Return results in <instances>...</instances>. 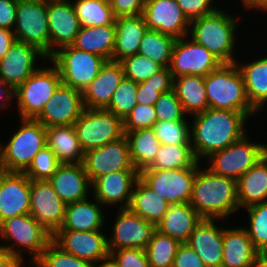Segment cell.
<instances>
[{
    "instance_id": "obj_9",
    "label": "cell",
    "mask_w": 267,
    "mask_h": 267,
    "mask_svg": "<svg viewBox=\"0 0 267 267\" xmlns=\"http://www.w3.org/2000/svg\"><path fill=\"white\" fill-rule=\"evenodd\" d=\"M49 60L58 68L62 84L84 91L107 61L100 55L67 45L54 52Z\"/></svg>"
},
{
    "instance_id": "obj_33",
    "label": "cell",
    "mask_w": 267,
    "mask_h": 267,
    "mask_svg": "<svg viewBox=\"0 0 267 267\" xmlns=\"http://www.w3.org/2000/svg\"><path fill=\"white\" fill-rule=\"evenodd\" d=\"M47 146L60 163H83L85 152L81 148L74 125L46 128Z\"/></svg>"
},
{
    "instance_id": "obj_26",
    "label": "cell",
    "mask_w": 267,
    "mask_h": 267,
    "mask_svg": "<svg viewBox=\"0 0 267 267\" xmlns=\"http://www.w3.org/2000/svg\"><path fill=\"white\" fill-rule=\"evenodd\" d=\"M123 78L121 63L106 61L96 78L82 92L84 108L105 109Z\"/></svg>"
},
{
    "instance_id": "obj_7",
    "label": "cell",
    "mask_w": 267,
    "mask_h": 267,
    "mask_svg": "<svg viewBox=\"0 0 267 267\" xmlns=\"http://www.w3.org/2000/svg\"><path fill=\"white\" fill-rule=\"evenodd\" d=\"M249 133L251 132L249 131L240 140L226 148L212 153L202 164L213 174L237 181L267 154V144L262 143L258 138L255 141L253 135Z\"/></svg>"
},
{
    "instance_id": "obj_8",
    "label": "cell",
    "mask_w": 267,
    "mask_h": 267,
    "mask_svg": "<svg viewBox=\"0 0 267 267\" xmlns=\"http://www.w3.org/2000/svg\"><path fill=\"white\" fill-rule=\"evenodd\" d=\"M61 83L58 68L49 59L46 60L15 90L14 107L18 114L15 117L35 119Z\"/></svg>"
},
{
    "instance_id": "obj_10",
    "label": "cell",
    "mask_w": 267,
    "mask_h": 267,
    "mask_svg": "<svg viewBox=\"0 0 267 267\" xmlns=\"http://www.w3.org/2000/svg\"><path fill=\"white\" fill-rule=\"evenodd\" d=\"M114 219H106V224L111 227L107 232V246L109 253L113 250L138 248L145 249L157 232V225L151 224L131 211L129 208L112 209ZM115 212V213H114ZM109 223V224H108Z\"/></svg>"
},
{
    "instance_id": "obj_52",
    "label": "cell",
    "mask_w": 267,
    "mask_h": 267,
    "mask_svg": "<svg viewBox=\"0 0 267 267\" xmlns=\"http://www.w3.org/2000/svg\"><path fill=\"white\" fill-rule=\"evenodd\" d=\"M109 258L117 267H150L145 249L113 250L110 252Z\"/></svg>"
},
{
    "instance_id": "obj_41",
    "label": "cell",
    "mask_w": 267,
    "mask_h": 267,
    "mask_svg": "<svg viewBox=\"0 0 267 267\" xmlns=\"http://www.w3.org/2000/svg\"><path fill=\"white\" fill-rule=\"evenodd\" d=\"M180 244L178 240L157 231L145 248L150 267H172Z\"/></svg>"
},
{
    "instance_id": "obj_50",
    "label": "cell",
    "mask_w": 267,
    "mask_h": 267,
    "mask_svg": "<svg viewBox=\"0 0 267 267\" xmlns=\"http://www.w3.org/2000/svg\"><path fill=\"white\" fill-rule=\"evenodd\" d=\"M158 121L156 111L152 105L137 103L128 116L123 120V131L152 128Z\"/></svg>"
},
{
    "instance_id": "obj_35",
    "label": "cell",
    "mask_w": 267,
    "mask_h": 267,
    "mask_svg": "<svg viewBox=\"0 0 267 267\" xmlns=\"http://www.w3.org/2000/svg\"><path fill=\"white\" fill-rule=\"evenodd\" d=\"M170 204L148 187L140 178L137 179L129 209L151 224L157 225L167 212Z\"/></svg>"
},
{
    "instance_id": "obj_14",
    "label": "cell",
    "mask_w": 267,
    "mask_h": 267,
    "mask_svg": "<svg viewBox=\"0 0 267 267\" xmlns=\"http://www.w3.org/2000/svg\"><path fill=\"white\" fill-rule=\"evenodd\" d=\"M222 63L203 45L189 36L176 39L169 66L173 78L183 75L205 77Z\"/></svg>"
},
{
    "instance_id": "obj_4",
    "label": "cell",
    "mask_w": 267,
    "mask_h": 267,
    "mask_svg": "<svg viewBox=\"0 0 267 267\" xmlns=\"http://www.w3.org/2000/svg\"><path fill=\"white\" fill-rule=\"evenodd\" d=\"M52 238L53 235L31 214L8 218L0 223V245L8 254L27 260L29 267L40 258Z\"/></svg>"
},
{
    "instance_id": "obj_24",
    "label": "cell",
    "mask_w": 267,
    "mask_h": 267,
    "mask_svg": "<svg viewBox=\"0 0 267 267\" xmlns=\"http://www.w3.org/2000/svg\"><path fill=\"white\" fill-rule=\"evenodd\" d=\"M223 226L224 220L202 219L186 242L206 267H222Z\"/></svg>"
},
{
    "instance_id": "obj_29",
    "label": "cell",
    "mask_w": 267,
    "mask_h": 267,
    "mask_svg": "<svg viewBox=\"0 0 267 267\" xmlns=\"http://www.w3.org/2000/svg\"><path fill=\"white\" fill-rule=\"evenodd\" d=\"M223 227V259L222 267H253L258 250L246 229L243 226L234 225Z\"/></svg>"
},
{
    "instance_id": "obj_49",
    "label": "cell",
    "mask_w": 267,
    "mask_h": 267,
    "mask_svg": "<svg viewBox=\"0 0 267 267\" xmlns=\"http://www.w3.org/2000/svg\"><path fill=\"white\" fill-rule=\"evenodd\" d=\"M154 108L158 121H190L174 89L162 93L156 101Z\"/></svg>"
},
{
    "instance_id": "obj_2",
    "label": "cell",
    "mask_w": 267,
    "mask_h": 267,
    "mask_svg": "<svg viewBox=\"0 0 267 267\" xmlns=\"http://www.w3.org/2000/svg\"><path fill=\"white\" fill-rule=\"evenodd\" d=\"M226 8L222 6L210 15L190 21L188 36L203 45L222 64H231L236 63L239 57L237 54L240 51L237 48L239 39L236 38H240V34L237 35V33L241 32L239 26L242 23V17L234 14L232 12L234 10Z\"/></svg>"
},
{
    "instance_id": "obj_46",
    "label": "cell",
    "mask_w": 267,
    "mask_h": 267,
    "mask_svg": "<svg viewBox=\"0 0 267 267\" xmlns=\"http://www.w3.org/2000/svg\"><path fill=\"white\" fill-rule=\"evenodd\" d=\"M32 267H93V264L65 252L52 240Z\"/></svg>"
},
{
    "instance_id": "obj_59",
    "label": "cell",
    "mask_w": 267,
    "mask_h": 267,
    "mask_svg": "<svg viewBox=\"0 0 267 267\" xmlns=\"http://www.w3.org/2000/svg\"><path fill=\"white\" fill-rule=\"evenodd\" d=\"M25 263H27L25 260L7 253L0 260V267H28Z\"/></svg>"
},
{
    "instance_id": "obj_42",
    "label": "cell",
    "mask_w": 267,
    "mask_h": 267,
    "mask_svg": "<svg viewBox=\"0 0 267 267\" xmlns=\"http://www.w3.org/2000/svg\"><path fill=\"white\" fill-rule=\"evenodd\" d=\"M174 78L169 67H163L159 72L138 83L137 103L154 106L162 93L173 89Z\"/></svg>"
},
{
    "instance_id": "obj_45",
    "label": "cell",
    "mask_w": 267,
    "mask_h": 267,
    "mask_svg": "<svg viewBox=\"0 0 267 267\" xmlns=\"http://www.w3.org/2000/svg\"><path fill=\"white\" fill-rule=\"evenodd\" d=\"M165 145H191L190 121H157L152 127Z\"/></svg>"
},
{
    "instance_id": "obj_37",
    "label": "cell",
    "mask_w": 267,
    "mask_h": 267,
    "mask_svg": "<svg viewBox=\"0 0 267 267\" xmlns=\"http://www.w3.org/2000/svg\"><path fill=\"white\" fill-rule=\"evenodd\" d=\"M173 89L182 104L184 112L194 115L208 109L204 77L199 75H183L174 78Z\"/></svg>"
},
{
    "instance_id": "obj_53",
    "label": "cell",
    "mask_w": 267,
    "mask_h": 267,
    "mask_svg": "<svg viewBox=\"0 0 267 267\" xmlns=\"http://www.w3.org/2000/svg\"><path fill=\"white\" fill-rule=\"evenodd\" d=\"M172 267H206L202 259L187 244L181 243L177 249Z\"/></svg>"
},
{
    "instance_id": "obj_22",
    "label": "cell",
    "mask_w": 267,
    "mask_h": 267,
    "mask_svg": "<svg viewBox=\"0 0 267 267\" xmlns=\"http://www.w3.org/2000/svg\"><path fill=\"white\" fill-rule=\"evenodd\" d=\"M50 56L59 48L72 45L81 28L71 0H47Z\"/></svg>"
},
{
    "instance_id": "obj_55",
    "label": "cell",
    "mask_w": 267,
    "mask_h": 267,
    "mask_svg": "<svg viewBox=\"0 0 267 267\" xmlns=\"http://www.w3.org/2000/svg\"><path fill=\"white\" fill-rule=\"evenodd\" d=\"M18 0H0V28L13 30Z\"/></svg>"
},
{
    "instance_id": "obj_60",
    "label": "cell",
    "mask_w": 267,
    "mask_h": 267,
    "mask_svg": "<svg viewBox=\"0 0 267 267\" xmlns=\"http://www.w3.org/2000/svg\"><path fill=\"white\" fill-rule=\"evenodd\" d=\"M253 267H267V251H258Z\"/></svg>"
},
{
    "instance_id": "obj_18",
    "label": "cell",
    "mask_w": 267,
    "mask_h": 267,
    "mask_svg": "<svg viewBox=\"0 0 267 267\" xmlns=\"http://www.w3.org/2000/svg\"><path fill=\"white\" fill-rule=\"evenodd\" d=\"M66 204L48 180H30V212L47 231L54 235L61 227Z\"/></svg>"
},
{
    "instance_id": "obj_58",
    "label": "cell",
    "mask_w": 267,
    "mask_h": 267,
    "mask_svg": "<svg viewBox=\"0 0 267 267\" xmlns=\"http://www.w3.org/2000/svg\"><path fill=\"white\" fill-rule=\"evenodd\" d=\"M239 1L238 3L239 6L237 7L238 10L240 9V7L242 6L241 10H248V12H251L250 10L252 9V11L257 12V13H266L267 14V0H237ZM244 8V9H243Z\"/></svg>"
},
{
    "instance_id": "obj_25",
    "label": "cell",
    "mask_w": 267,
    "mask_h": 267,
    "mask_svg": "<svg viewBox=\"0 0 267 267\" xmlns=\"http://www.w3.org/2000/svg\"><path fill=\"white\" fill-rule=\"evenodd\" d=\"M48 181L66 205L92 195L91 181L83 163H61Z\"/></svg>"
},
{
    "instance_id": "obj_23",
    "label": "cell",
    "mask_w": 267,
    "mask_h": 267,
    "mask_svg": "<svg viewBox=\"0 0 267 267\" xmlns=\"http://www.w3.org/2000/svg\"><path fill=\"white\" fill-rule=\"evenodd\" d=\"M29 212L30 179L25 173L3 171L0 174V223Z\"/></svg>"
},
{
    "instance_id": "obj_54",
    "label": "cell",
    "mask_w": 267,
    "mask_h": 267,
    "mask_svg": "<svg viewBox=\"0 0 267 267\" xmlns=\"http://www.w3.org/2000/svg\"><path fill=\"white\" fill-rule=\"evenodd\" d=\"M114 16H137L142 14L145 0H109Z\"/></svg>"
},
{
    "instance_id": "obj_44",
    "label": "cell",
    "mask_w": 267,
    "mask_h": 267,
    "mask_svg": "<svg viewBox=\"0 0 267 267\" xmlns=\"http://www.w3.org/2000/svg\"><path fill=\"white\" fill-rule=\"evenodd\" d=\"M138 83L124 77L105 108L124 120L137 104Z\"/></svg>"
},
{
    "instance_id": "obj_30",
    "label": "cell",
    "mask_w": 267,
    "mask_h": 267,
    "mask_svg": "<svg viewBox=\"0 0 267 267\" xmlns=\"http://www.w3.org/2000/svg\"><path fill=\"white\" fill-rule=\"evenodd\" d=\"M115 46L112 61L120 62L138 53L140 42L148 30L142 14L122 16L115 19Z\"/></svg>"
},
{
    "instance_id": "obj_27",
    "label": "cell",
    "mask_w": 267,
    "mask_h": 267,
    "mask_svg": "<svg viewBox=\"0 0 267 267\" xmlns=\"http://www.w3.org/2000/svg\"><path fill=\"white\" fill-rule=\"evenodd\" d=\"M92 195L82 201L66 205L65 216L59 230L95 231L106 230V218L110 213ZM105 227V229H104Z\"/></svg>"
},
{
    "instance_id": "obj_11",
    "label": "cell",
    "mask_w": 267,
    "mask_h": 267,
    "mask_svg": "<svg viewBox=\"0 0 267 267\" xmlns=\"http://www.w3.org/2000/svg\"><path fill=\"white\" fill-rule=\"evenodd\" d=\"M74 127L84 152L124 136L123 120L107 109L85 108Z\"/></svg>"
},
{
    "instance_id": "obj_56",
    "label": "cell",
    "mask_w": 267,
    "mask_h": 267,
    "mask_svg": "<svg viewBox=\"0 0 267 267\" xmlns=\"http://www.w3.org/2000/svg\"><path fill=\"white\" fill-rule=\"evenodd\" d=\"M13 101L15 102V90L0 78V111H10L9 107L15 105Z\"/></svg>"
},
{
    "instance_id": "obj_6",
    "label": "cell",
    "mask_w": 267,
    "mask_h": 267,
    "mask_svg": "<svg viewBox=\"0 0 267 267\" xmlns=\"http://www.w3.org/2000/svg\"><path fill=\"white\" fill-rule=\"evenodd\" d=\"M18 119L19 126L11 130L8 141L0 142L1 166L5 172L24 173L35 155L47 146L46 127L35 119Z\"/></svg>"
},
{
    "instance_id": "obj_15",
    "label": "cell",
    "mask_w": 267,
    "mask_h": 267,
    "mask_svg": "<svg viewBox=\"0 0 267 267\" xmlns=\"http://www.w3.org/2000/svg\"><path fill=\"white\" fill-rule=\"evenodd\" d=\"M48 59L36 46L15 41L0 59V78L16 90Z\"/></svg>"
},
{
    "instance_id": "obj_47",
    "label": "cell",
    "mask_w": 267,
    "mask_h": 267,
    "mask_svg": "<svg viewBox=\"0 0 267 267\" xmlns=\"http://www.w3.org/2000/svg\"><path fill=\"white\" fill-rule=\"evenodd\" d=\"M120 63L123 67L124 77L136 83L144 82L163 68L160 64L138 53L124 58Z\"/></svg>"
},
{
    "instance_id": "obj_51",
    "label": "cell",
    "mask_w": 267,
    "mask_h": 267,
    "mask_svg": "<svg viewBox=\"0 0 267 267\" xmlns=\"http://www.w3.org/2000/svg\"><path fill=\"white\" fill-rule=\"evenodd\" d=\"M219 1L223 5L224 0H176L189 21L216 12L221 7Z\"/></svg>"
},
{
    "instance_id": "obj_62",
    "label": "cell",
    "mask_w": 267,
    "mask_h": 267,
    "mask_svg": "<svg viewBox=\"0 0 267 267\" xmlns=\"http://www.w3.org/2000/svg\"><path fill=\"white\" fill-rule=\"evenodd\" d=\"M7 254V251L0 245V260Z\"/></svg>"
},
{
    "instance_id": "obj_1",
    "label": "cell",
    "mask_w": 267,
    "mask_h": 267,
    "mask_svg": "<svg viewBox=\"0 0 267 267\" xmlns=\"http://www.w3.org/2000/svg\"><path fill=\"white\" fill-rule=\"evenodd\" d=\"M189 118L191 145L199 162L237 142L251 129V119L243 112L208 108Z\"/></svg>"
},
{
    "instance_id": "obj_28",
    "label": "cell",
    "mask_w": 267,
    "mask_h": 267,
    "mask_svg": "<svg viewBox=\"0 0 267 267\" xmlns=\"http://www.w3.org/2000/svg\"><path fill=\"white\" fill-rule=\"evenodd\" d=\"M242 60V61H241ZM247 60V61H246ZM247 62V63H246ZM250 105L259 113L267 111V54L256 58L237 59Z\"/></svg>"
},
{
    "instance_id": "obj_16",
    "label": "cell",
    "mask_w": 267,
    "mask_h": 267,
    "mask_svg": "<svg viewBox=\"0 0 267 267\" xmlns=\"http://www.w3.org/2000/svg\"><path fill=\"white\" fill-rule=\"evenodd\" d=\"M52 240L65 252L93 265L109 259L107 231L58 230Z\"/></svg>"
},
{
    "instance_id": "obj_36",
    "label": "cell",
    "mask_w": 267,
    "mask_h": 267,
    "mask_svg": "<svg viewBox=\"0 0 267 267\" xmlns=\"http://www.w3.org/2000/svg\"><path fill=\"white\" fill-rule=\"evenodd\" d=\"M124 136L127 139L133 166L138 172L148 168L153 163L161 146L153 128L124 132Z\"/></svg>"
},
{
    "instance_id": "obj_39",
    "label": "cell",
    "mask_w": 267,
    "mask_h": 267,
    "mask_svg": "<svg viewBox=\"0 0 267 267\" xmlns=\"http://www.w3.org/2000/svg\"><path fill=\"white\" fill-rule=\"evenodd\" d=\"M176 39L156 30H147L140 42L138 54L162 67H169Z\"/></svg>"
},
{
    "instance_id": "obj_34",
    "label": "cell",
    "mask_w": 267,
    "mask_h": 267,
    "mask_svg": "<svg viewBox=\"0 0 267 267\" xmlns=\"http://www.w3.org/2000/svg\"><path fill=\"white\" fill-rule=\"evenodd\" d=\"M115 24L81 26L74 43L75 48L112 60L115 46Z\"/></svg>"
},
{
    "instance_id": "obj_38",
    "label": "cell",
    "mask_w": 267,
    "mask_h": 267,
    "mask_svg": "<svg viewBox=\"0 0 267 267\" xmlns=\"http://www.w3.org/2000/svg\"><path fill=\"white\" fill-rule=\"evenodd\" d=\"M197 162L192 145L161 144L153 163L146 169H184Z\"/></svg>"
},
{
    "instance_id": "obj_20",
    "label": "cell",
    "mask_w": 267,
    "mask_h": 267,
    "mask_svg": "<svg viewBox=\"0 0 267 267\" xmlns=\"http://www.w3.org/2000/svg\"><path fill=\"white\" fill-rule=\"evenodd\" d=\"M142 16L148 30H156L175 39L189 34L190 21L176 0H145Z\"/></svg>"
},
{
    "instance_id": "obj_21",
    "label": "cell",
    "mask_w": 267,
    "mask_h": 267,
    "mask_svg": "<svg viewBox=\"0 0 267 267\" xmlns=\"http://www.w3.org/2000/svg\"><path fill=\"white\" fill-rule=\"evenodd\" d=\"M139 178L138 171H115L104 174L91 183L92 196L107 211L128 208L134 185Z\"/></svg>"
},
{
    "instance_id": "obj_32",
    "label": "cell",
    "mask_w": 267,
    "mask_h": 267,
    "mask_svg": "<svg viewBox=\"0 0 267 267\" xmlns=\"http://www.w3.org/2000/svg\"><path fill=\"white\" fill-rule=\"evenodd\" d=\"M240 210L267 201V154L237 180Z\"/></svg>"
},
{
    "instance_id": "obj_61",
    "label": "cell",
    "mask_w": 267,
    "mask_h": 267,
    "mask_svg": "<svg viewBox=\"0 0 267 267\" xmlns=\"http://www.w3.org/2000/svg\"><path fill=\"white\" fill-rule=\"evenodd\" d=\"M93 267H117L116 264L109 258L107 260L101 261L98 264L93 265Z\"/></svg>"
},
{
    "instance_id": "obj_17",
    "label": "cell",
    "mask_w": 267,
    "mask_h": 267,
    "mask_svg": "<svg viewBox=\"0 0 267 267\" xmlns=\"http://www.w3.org/2000/svg\"><path fill=\"white\" fill-rule=\"evenodd\" d=\"M83 165L91 183L104 174L115 171H137L133 166L125 136L84 154Z\"/></svg>"
},
{
    "instance_id": "obj_31",
    "label": "cell",
    "mask_w": 267,
    "mask_h": 267,
    "mask_svg": "<svg viewBox=\"0 0 267 267\" xmlns=\"http://www.w3.org/2000/svg\"><path fill=\"white\" fill-rule=\"evenodd\" d=\"M202 219L190 203L170 205L157 224V231L178 240L180 243H186Z\"/></svg>"
},
{
    "instance_id": "obj_48",
    "label": "cell",
    "mask_w": 267,
    "mask_h": 267,
    "mask_svg": "<svg viewBox=\"0 0 267 267\" xmlns=\"http://www.w3.org/2000/svg\"><path fill=\"white\" fill-rule=\"evenodd\" d=\"M60 164L53 151L45 146L35 155L24 173L30 180H49Z\"/></svg>"
},
{
    "instance_id": "obj_43",
    "label": "cell",
    "mask_w": 267,
    "mask_h": 267,
    "mask_svg": "<svg viewBox=\"0 0 267 267\" xmlns=\"http://www.w3.org/2000/svg\"><path fill=\"white\" fill-rule=\"evenodd\" d=\"M248 217L243 226L258 251L267 250V201L249 206L242 211Z\"/></svg>"
},
{
    "instance_id": "obj_63",
    "label": "cell",
    "mask_w": 267,
    "mask_h": 267,
    "mask_svg": "<svg viewBox=\"0 0 267 267\" xmlns=\"http://www.w3.org/2000/svg\"><path fill=\"white\" fill-rule=\"evenodd\" d=\"M3 172L2 166H1V157H0V174Z\"/></svg>"
},
{
    "instance_id": "obj_40",
    "label": "cell",
    "mask_w": 267,
    "mask_h": 267,
    "mask_svg": "<svg viewBox=\"0 0 267 267\" xmlns=\"http://www.w3.org/2000/svg\"><path fill=\"white\" fill-rule=\"evenodd\" d=\"M81 26L115 24L109 0H71Z\"/></svg>"
},
{
    "instance_id": "obj_5",
    "label": "cell",
    "mask_w": 267,
    "mask_h": 267,
    "mask_svg": "<svg viewBox=\"0 0 267 267\" xmlns=\"http://www.w3.org/2000/svg\"><path fill=\"white\" fill-rule=\"evenodd\" d=\"M208 108L245 113L252 121L261 115L250 105L236 63L221 64L204 77ZM259 115V116H258Z\"/></svg>"
},
{
    "instance_id": "obj_19",
    "label": "cell",
    "mask_w": 267,
    "mask_h": 267,
    "mask_svg": "<svg viewBox=\"0 0 267 267\" xmlns=\"http://www.w3.org/2000/svg\"><path fill=\"white\" fill-rule=\"evenodd\" d=\"M84 109L82 91L61 83L35 120L46 128L74 125Z\"/></svg>"
},
{
    "instance_id": "obj_57",
    "label": "cell",
    "mask_w": 267,
    "mask_h": 267,
    "mask_svg": "<svg viewBox=\"0 0 267 267\" xmlns=\"http://www.w3.org/2000/svg\"><path fill=\"white\" fill-rule=\"evenodd\" d=\"M15 41L13 30L0 28V59L5 56Z\"/></svg>"
},
{
    "instance_id": "obj_13",
    "label": "cell",
    "mask_w": 267,
    "mask_h": 267,
    "mask_svg": "<svg viewBox=\"0 0 267 267\" xmlns=\"http://www.w3.org/2000/svg\"><path fill=\"white\" fill-rule=\"evenodd\" d=\"M202 162L184 169H143L139 178L170 205L190 203L197 168Z\"/></svg>"
},
{
    "instance_id": "obj_3",
    "label": "cell",
    "mask_w": 267,
    "mask_h": 267,
    "mask_svg": "<svg viewBox=\"0 0 267 267\" xmlns=\"http://www.w3.org/2000/svg\"><path fill=\"white\" fill-rule=\"evenodd\" d=\"M190 205L203 219H221L229 222L232 220L233 222V216L238 215L240 211L237 200V181L213 174L204 164H201L197 168L193 182Z\"/></svg>"
},
{
    "instance_id": "obj_12",
    "label": "cell",
    "mask_w": 267,
    "mask_h": 267,
    "mask_svg": "<svg viewBox=\"0 0 267 267\" xmlns=\"http://www.w3.org/2000/svg\"><path fill=\"white\" fill-rule=\"evenodd\" d=\"M13 33L16 41L36 46L49 58L47 0H18Z\"/></svg>"
}]
</instances>
